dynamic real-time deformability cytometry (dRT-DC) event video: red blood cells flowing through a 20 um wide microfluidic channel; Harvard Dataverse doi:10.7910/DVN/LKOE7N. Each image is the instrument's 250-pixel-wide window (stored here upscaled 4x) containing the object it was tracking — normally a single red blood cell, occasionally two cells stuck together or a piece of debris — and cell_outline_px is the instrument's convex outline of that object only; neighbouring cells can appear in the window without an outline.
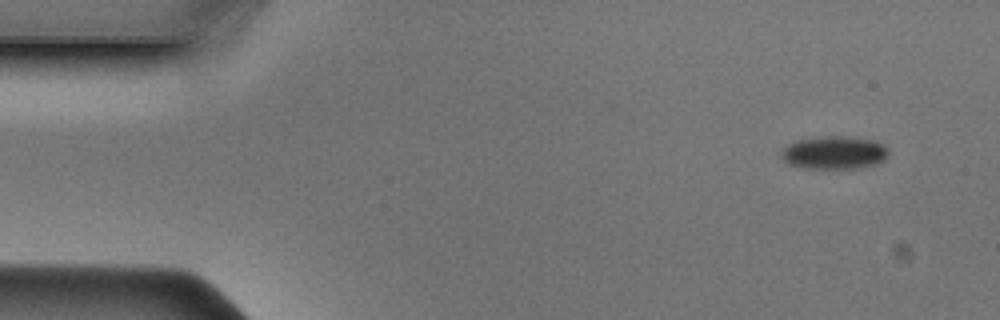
{"species": "Egyptian fruit bat (a non-hibernating species)", "species_latin": "Rousettus aegyptiacus", "temperature_condition": "cold", "stored_images_in_passage": 45, "camera_frame_rate_fps": 3000, "um_per_image_px": 0.085, "animal": {"sex": "male"}, "frame": {"image": 1, "passage_image": 1, "time_ms": 0.0, "image_size_px": [1000, 320], "cell_outline_px": [[888, 156], [884, 160], [876, 164], [856, 168], [800, 168], [788, 164], [780, 156], [780, 152], [788, 144], [800, 140], [828, 136], [844, 136], [872, 140], [884, 144], [888, 148]], "centroid_in_image_um": [70.91, 12.98], "position_along_channel_um": 14.1, "area_um2": 20.58}}
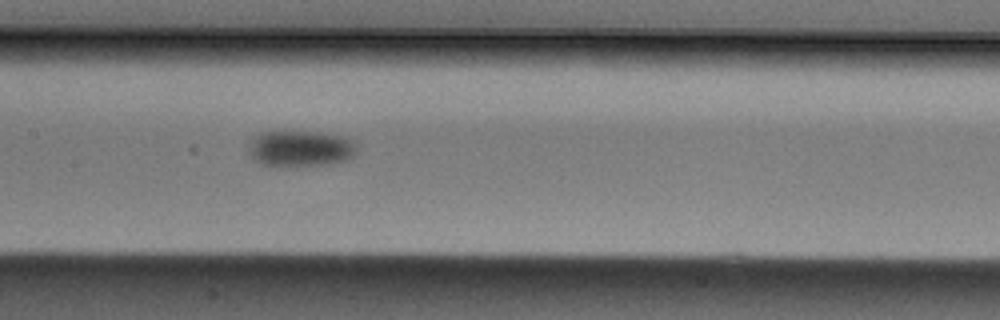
{"frame": {"image": 2, "passage_image": 20, "time_ms": 6.333, "image_size_px": [1000, 320], "cell_outline_px": [[356, 152], [352, 156], [344, 160], [328, 164], [288, 168], [280, 168], [260, 164], [252, 160], [248, 156], [248, 144], [260, 132], [320, 132], [344, 136], [352, 140], [356, 144]], "centroid_in_image_um": [25.47, 12.66], "position_along_channel_um": 181.9, "area_um2": 23.41}}
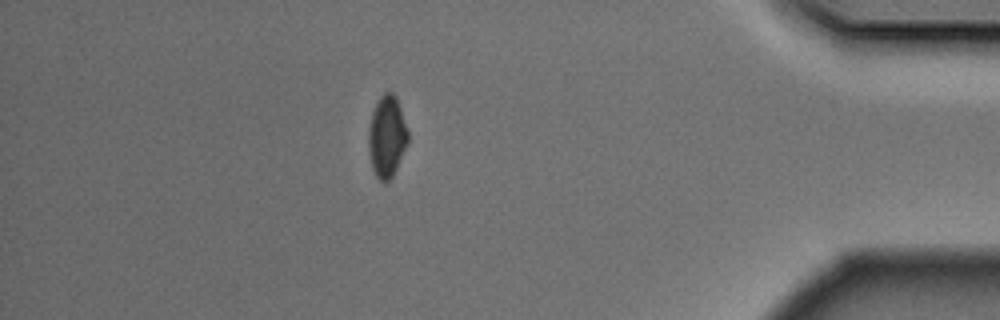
{"frame": {"image": 3, "passage_image": 39, "time_ms": 12.667, "image_size_px": [1000, 320], "cell_outline_px": [[408, 140], [396, 168], [392, 176], [384, 184], [376, 176], [372, 168], [368, 148], [368, 132], [372, 112], [380, 96], [384, 92], [392, 92], [396, 96], [408, 132]], "centroid_in_image_um": [32.86, 11.6], "position_along_channel_um": 402.3, "area_um2": 18.5}}